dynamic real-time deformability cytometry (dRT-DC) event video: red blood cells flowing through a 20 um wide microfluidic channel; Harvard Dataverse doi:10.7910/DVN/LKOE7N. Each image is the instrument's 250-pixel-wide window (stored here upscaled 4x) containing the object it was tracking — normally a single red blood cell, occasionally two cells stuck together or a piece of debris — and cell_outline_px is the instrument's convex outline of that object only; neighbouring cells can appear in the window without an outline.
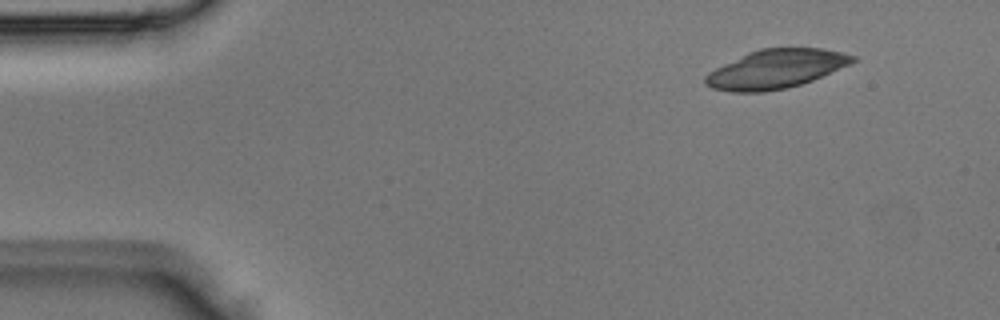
{"species": "Egyptian fruit bat (a non-hibernating species)", "species_latin": "Rousettus aegyptiacus", "temperature_condition": "room temperature", "stored_images_in_passage": 3, "camera_frame_rate_fps": 3000, "um_per_image_px": 0.085, "animal": {"sex": "male"}, "frame": {"image": 1, "passage_image": 1, "time_ms": 0.0, "image_size_px": [1000, 320], "cell_outline_px": [[856, 60], [848, 64], [812, 80], [800, 84], [784, 88], [764, 92], [732, 92], [712, 88], [704, 84], [704, 76], [708, 72], [748, 52], [760, 48], [820, 48], [840, 52], [856, 56]], "centroid_in_image_um": [65.89, 5.87], "position_along_channel_um": 19.1, "area_um2": 32.95}}